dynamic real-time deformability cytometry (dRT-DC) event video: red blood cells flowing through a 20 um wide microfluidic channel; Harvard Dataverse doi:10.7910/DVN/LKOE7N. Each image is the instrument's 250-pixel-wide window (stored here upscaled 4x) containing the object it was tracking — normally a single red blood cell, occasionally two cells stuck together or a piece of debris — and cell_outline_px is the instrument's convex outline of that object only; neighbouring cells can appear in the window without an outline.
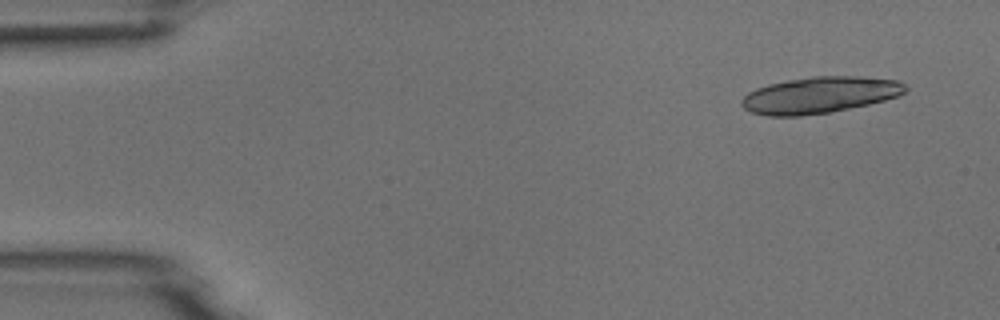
{"species": "common noctule bat (a hibernating species)", "species_latin": "Nyctalus noctula", "temperature_condition": "room temperature", "stored_images_in_passage": 6, "camera_frame_rate_fps": 3000, "um_per_image_px": 0.085, "animal": {"sex": "male", "body_mass_g": 18.8}, "frame": {"image": 1, "passage_image": 2, "time_ms": 1.0, "image_size_px": [1000, 320], "cell_outline_px": [[908, 88], [900, 96], [868, 104], [828, 112], [800, 116], [768, 116], [752, 112], [744, 108], [740, 104], [740, 100], [748, 92], [756, 88], [768, 84], [788, 80], [812, 76], [860, 76], [896, 80], [904, 84]], "centroid_in_image_um": [69.65, 8.07], "position_along_channel_um": 15.4, "area_um2": 34.68}}
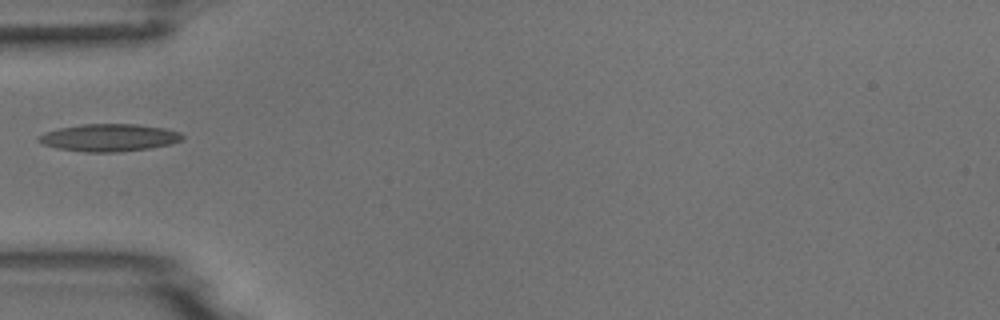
{"frame": {"image": 2, "passage_image": 6, "time_ms": 5.667, "image_size_px": [1000, 320], "cell_outline_px": [[184, 140], [172, 144], [148, 148], [116, 152], [84, 152], [56, 148], [44, 144], [36, 140], [44, 132], [60, 128], [84, 124], [136, 124], [164, 128], [180, 132], [184, 136]], "centroid_in_image_um": [9.3, 11.7], "position_along_channel_um": 75.7, "area_um2": 22.95}}